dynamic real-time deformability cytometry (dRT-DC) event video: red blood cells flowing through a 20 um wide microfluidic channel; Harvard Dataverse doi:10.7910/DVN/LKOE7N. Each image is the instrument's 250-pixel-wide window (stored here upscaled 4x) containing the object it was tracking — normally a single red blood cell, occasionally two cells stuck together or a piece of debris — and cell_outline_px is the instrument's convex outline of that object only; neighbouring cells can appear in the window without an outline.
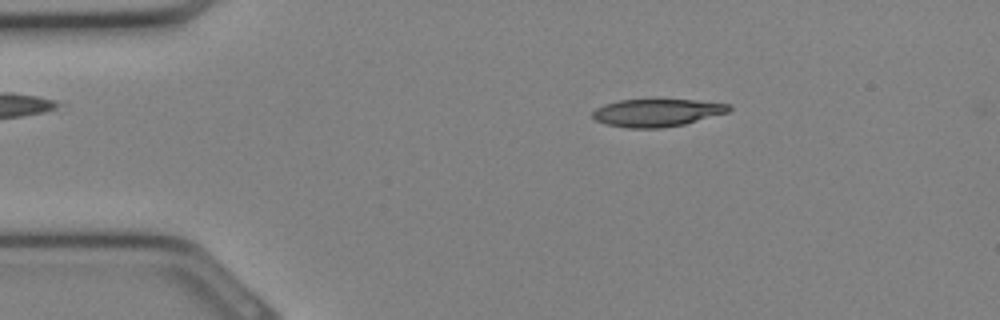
{"species": "Egyptian fruit bat (a non-hibernating species)", "species_latin": "Rousettus aegyptiacus", "temperature_condition": "cold", "stored_images_in_passage": 32, "camera_frame_rate_fps": 3000, "um_per_image_px": 0.085, "animal": {"sex": "female"}, "frame": {"image": 1, "passage_image": 6, "time_ms": 1.667, "image_size_px": [1000, 320], "cell_outline_px": [[732, 108], [728, 112], [684, 124], [660, 128], [628, 128], [604, 124], [596, 120], [592, 116], [592, 112], [596, 108], [604, 104], [620, 100], [696, 100], [732, 104]], "centroid_in_image_um": [55.84, 9.58], "position_along_channel_um": 29.2, "area_um2": 21.91}}
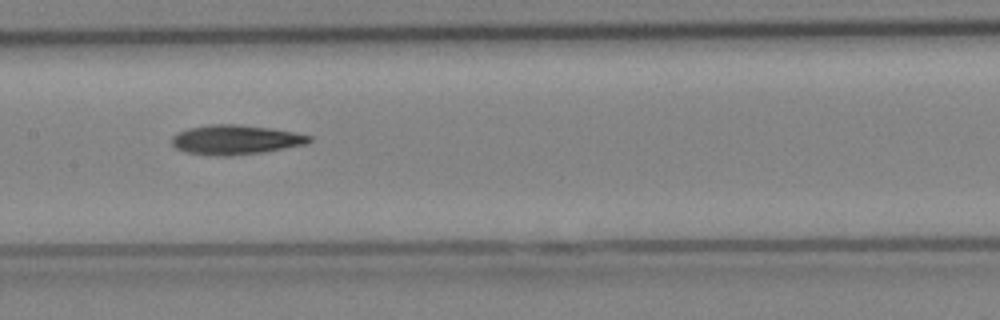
{"frame": {"image": 2, "passage_image": 16, "time_ms": 5.0, "image_size_px": [1000, 320], "cell_outline_px": [[312, 140], [308, 144], [264, 152], [228, 156], [224, 156], [184, 152], [176, 148], [172, 144], [172, 136], [176, 132], [188, 128], [212, 124], [236, 124], [268, 128], [292, 132], [312, 136]], "centroid_in_image_um": [20.01, 11.88], "position_along_channel_um": 187.4, "area_um2": 23.58}}
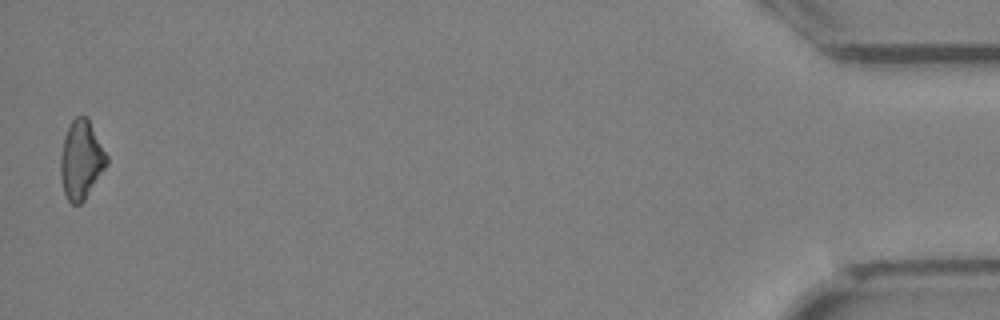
{"frame": {"image": 3, "passage_image": 32, "time_ms": 10.333, "image_size_px": [1000, 320], "cell_outline_px": [[108, 164], [84, 200], [80, 204], [72, 204], [68, 200], [64, 192], [60, 176], [60, 156], [64, 136], [72, 120], [76, 116], [84, 116], [88, 120], [108, 156]], "centroid_in_image_um": [6.89, 13.61], "position_along_channel_um": 428.3, "area_um2": 20.92}}